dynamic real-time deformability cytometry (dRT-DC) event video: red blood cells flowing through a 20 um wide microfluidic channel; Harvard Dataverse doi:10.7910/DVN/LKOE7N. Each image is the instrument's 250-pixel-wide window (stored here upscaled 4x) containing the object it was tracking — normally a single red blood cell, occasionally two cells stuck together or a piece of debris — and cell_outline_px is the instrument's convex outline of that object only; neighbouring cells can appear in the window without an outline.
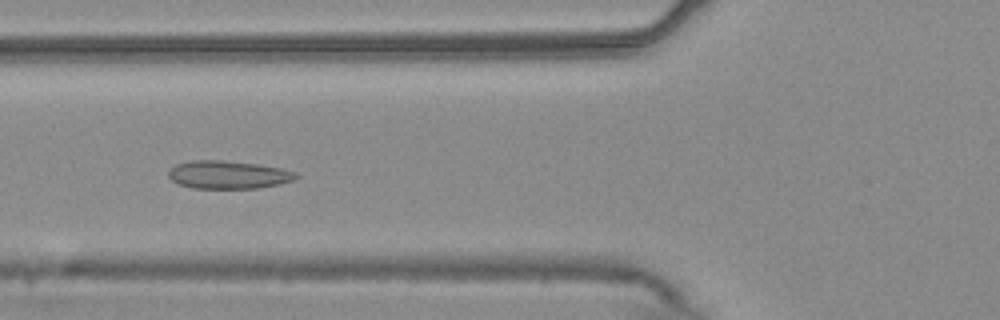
{"species": "common noctule bat (a hibernating species)", "species_latin": "Nyctalus noctula", "temperature_condition": "warm", "stored_images_in_passage": 55, "camera_frame_rate_fps": 3000, "um_per_image_px": 0.085, "animal": {"sex": "male", "body_mass_g": 20.4}, "frame": {"image": 1, "passage_image": 21, "time_ms": 6.667, "image_size_px": [1000, 320], "cell_outline_px": [[300, 176], [292, 180], [280, 184], [256, 188], [192, 188], [180, 184], [172, 180], [168, 176], [168, 172], [176, 164], [192, 160], [224, 160], [256, 164], [280, 168], [296, 172]], "centroid_in_image_um": [19.4, 14.85], "position_along_channel_um": 106.4, "area_um2": 20.69}}
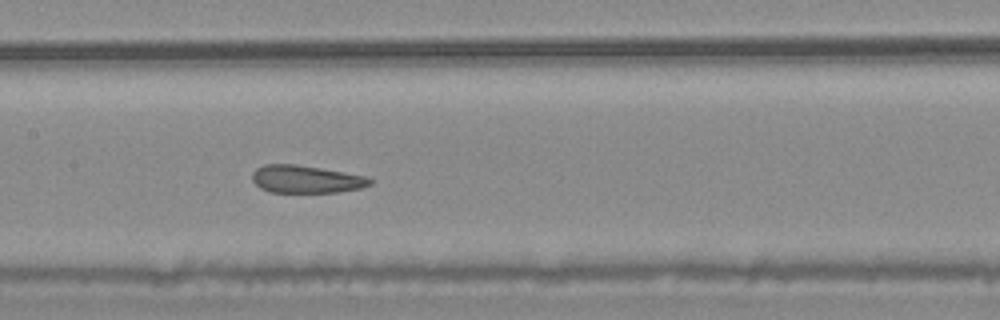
{"frame": {"image": 2, "passage_image": 27, "time_ms": 8.667, "image_size_px": [1000, 320], "cell_outline_px": [[376, 180], [372, 184], [360, 188], [336, 192], [268, 192], [260, 188], [252, 180], [252, 172], [256, 168], [264, 164], [296, 164], [368, 176]], "centroid_in_image_um": [26.03, 15.23], "position_along_channel_um": 181.4, "area_um2": 19.13}}
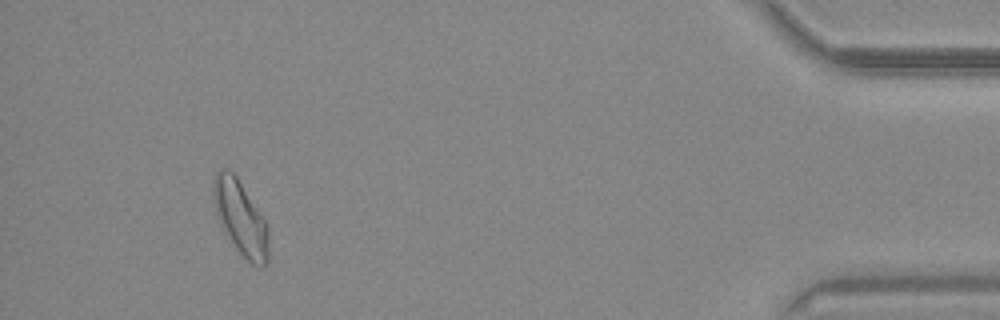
{"frame": {"image": 3, "passage_image": 51, "time_ms": 16.667, "image_size_px": [1000, 320], "cell_outline_px": [[268, 260], [264, 268], [256, 268], [236, 248], [224, 232], [216, 216], [212, 192], [212, 188], [216, 172], [220, 168], [228, 168], [236, 176], [264, 220], [268, 228]], "centroid_in_image_um": [20.42, 18.54], "position_along_channel_um": 414.8, "area_um2": 23.76}, "authors_computed_cell_mechanics": {"area_um2": 21.4438, "velocity_mm_per_s": 3.7399, "shape_relaxation_time_tau1_ms": null, "shape_relaxation_time_tau2_ms": 2.1773, "deformation_change_tau1": null, "deformation_change_tau2": 0.0764}}